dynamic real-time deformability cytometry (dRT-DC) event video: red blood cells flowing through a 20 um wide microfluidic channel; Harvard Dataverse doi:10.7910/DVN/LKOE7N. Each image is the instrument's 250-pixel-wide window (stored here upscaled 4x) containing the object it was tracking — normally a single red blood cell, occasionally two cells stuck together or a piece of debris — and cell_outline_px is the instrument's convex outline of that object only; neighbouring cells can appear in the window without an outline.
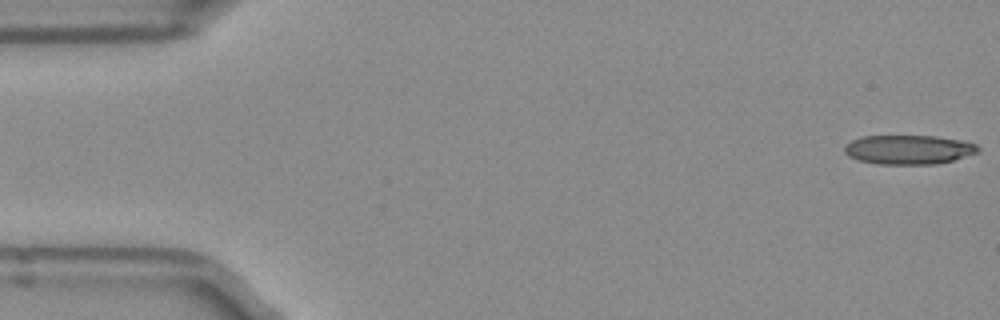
{"species": "Egyptian fruit bat (a non-hibernating species)", "species_latin": "Rousettus aegyptiacus", "temperature_condition": "room temperature", "stored_images_in_passage": 11, "camera_frame_rate_fps": 3000, "um_per_image_px": 0.085, "frame": {"image": 1, "passage_image": 1, "time_ms": 0.0, "image_size_px": [1000, 320], "cell_outline_px": [[980, 152], [952, 160], [936, 164], [876, 164], [856, 160], [848, 156], [844, 152], [844, 144], [860, 136], [936, 136], [960, 140], [976, 144], [980, 148]], "centroid_in_image_um": [77.19, 12.72], "position_along_channel_um": 7.8, "area_um2": 22.95}}